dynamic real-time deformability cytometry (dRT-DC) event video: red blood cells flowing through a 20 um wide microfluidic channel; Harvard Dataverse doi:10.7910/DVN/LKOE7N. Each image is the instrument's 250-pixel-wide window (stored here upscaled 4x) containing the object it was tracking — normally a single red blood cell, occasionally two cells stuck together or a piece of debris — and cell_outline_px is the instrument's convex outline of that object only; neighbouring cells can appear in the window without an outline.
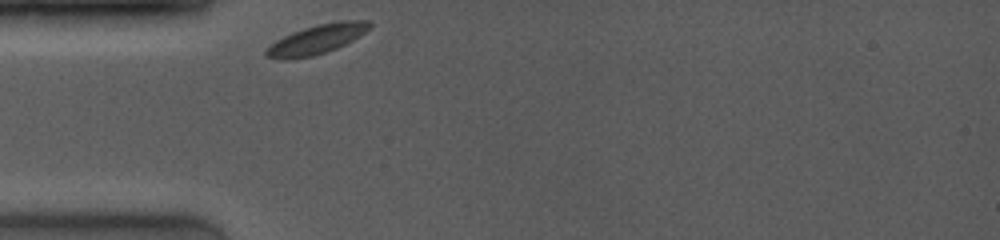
{"species": "common noctule bat (a hibernating species)", "species_latin": "Nyctalus noctula", "temperature_condition": "room temperature", "stored_images_in_passage": 26, "camera_frame_rate_fps": 4000, "um_per_image_px": 0.085, "animal": {"sex": "female", "body_mass_g": 19.0, "forearm_length_mm": 53.3}, "frame": {"image": 1, "passage_image": 1, "time_ms": 0.0, "image_size_px": [1000, 240], "cell_outline_px": [[372, 28], [352, 40], [336, 48], [312, 56], [284, 60], [264, 56], [264, 52], [276, 40], [292, 32], [304, 28], [320, 24], [340, 20], [368, 20], [372, 24]], "centroid_in_image_um": [26.94, 3.33], "position_along_channel_um": 58.1, "area_um2": 17.51}}
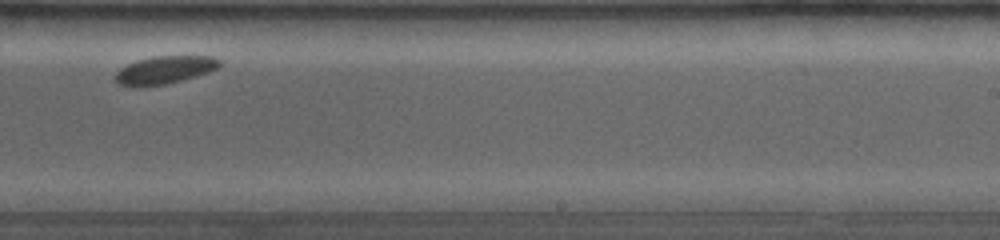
{"frame": {"image": 2, "passage_image": 17, "time_ms": 6.0, "image_size_px": [1000, 240], "cell_outline_px": [[220, 68], [208, 72], [180, 80], [164, 84], [132, 88], [116, 84], [116, 72], [120, 68], [136, 60], [156, 56], [212, 56], [220, 60]], "centroid_in_image_um": [13.96, 5.95], "position_along_channel_um": 275.0, "area_um2": 16.94}}
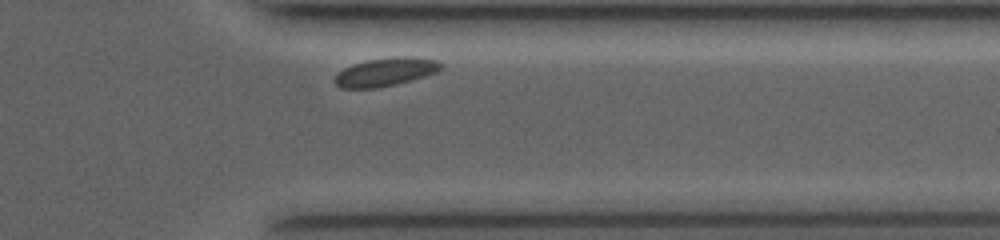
{"frame": {"image": 3, "passage_image": 24, "time_ms": 8.75, "image_size_px": [1000, 240], "cell_outline_px": [[444, 64], [436, 72], [424, 76], [396, 84], [376, 88], [340, 88], [332, 80], [344, 68], [352, 64], [368, 60], [396, 56], [408, 56], [436, 60]], "centroid_in_image_um": [32.75, 6.11], "position_along_channel_um": 378.6, "area_um2": 17.4}, "authors_computed_cell_mechanics": {"area_um2": 17.6868, "velocity_mm_per_s": 3.6919, "shape_relaxation_time_tau1_ms": 1.0945, "shape_relaxation_time_tau2_ms": null, "deformation_change_tau1": 0.0451, "deformation_change_tau2": null}}